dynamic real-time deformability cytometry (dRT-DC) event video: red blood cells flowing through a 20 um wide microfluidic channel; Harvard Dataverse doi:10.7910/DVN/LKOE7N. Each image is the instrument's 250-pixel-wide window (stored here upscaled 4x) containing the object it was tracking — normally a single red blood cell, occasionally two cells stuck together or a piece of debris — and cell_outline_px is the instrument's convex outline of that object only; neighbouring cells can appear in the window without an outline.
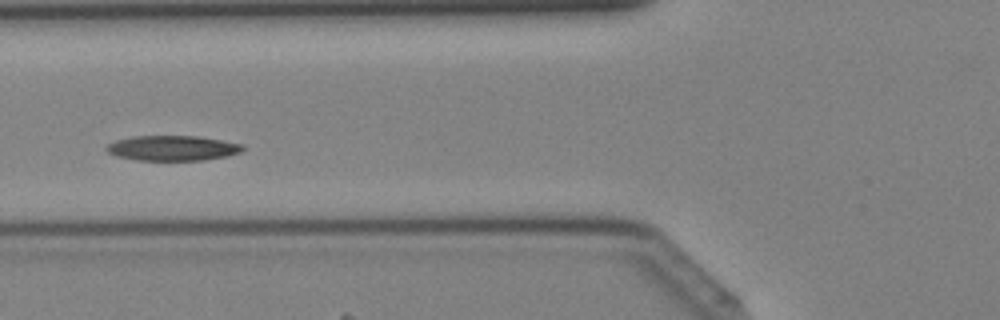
{"species": "Egyptian fruit bat (a non-hibernating species)", "species_latin": "Rousettus aegyptiacus", "temperature_condition": "cold", "stored_images_in_passage": 42, "camera_frame_rate_fps": 3000, "um_per_image_px": 0.085, "animal": {"sex": "female"}, "frame": {"image": 1, "passage_image": 15, "time_ms": 4.667, "image_size_px": [1000, 320], "cell_outline_px": [[244, 148], [240, 152], [228, 156], [204, 160], [136, 160], [116, 156], [108, 152], [104, 148], [108, 144], [116, 140], [132, 136], [196, 136], [244, 144]], "centroid_in_image_um": [14.65, 12.59], "position_along_channel_um": 111.1, "area_um2": 19.94}}
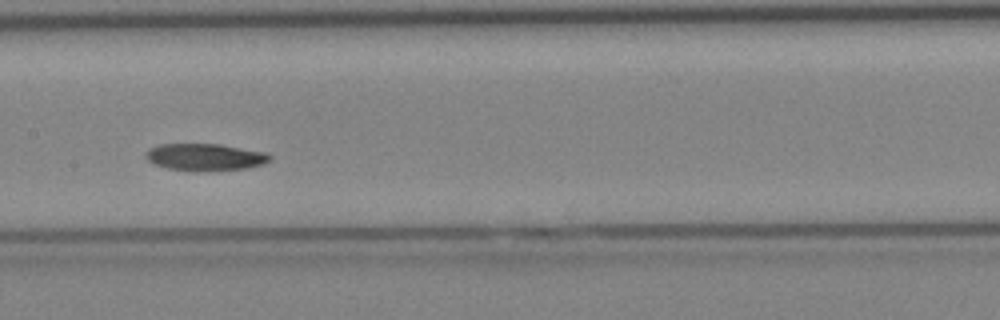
{"frame": {"image": 2, "passage_image": 20, "time_ms": 6.333, "image_size_px": [1000, 320], "cell_outline_px": [[272, 156], [264, 164], [248, 168], [196, 172], [192, 172], [168, 168], [156, 164], [148, 160], [144, 156], [144, 152], [148, 148], [160, 144], [220, 144], [264, 152]], "centroid_in_image_um": [17.39, 13.36], "position_along_channel_um": 190.0, "area_um2": 19.71}}
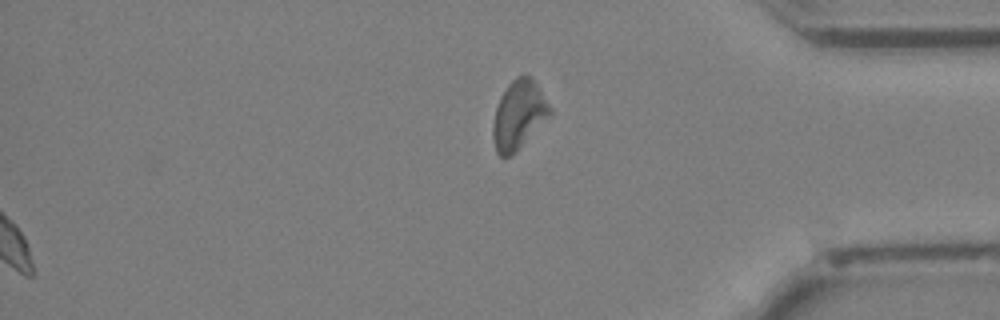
{"frame": {"image": 3, "passage_image": 42, "time_ms": 13.667, "image_size_px": [1000, 320], "cell_outline_px": [[552, 116], [512, 156], [500, 156], [496, 152], [492, 140], [492, 124], [496, 108], [500, 96], [508, 84], [516, 76], [532, 76], [552, 108]], "centroid_in_image_um": [44.11, 9.78], "position_along_channel_um": 391.1, "area_um2": 23.29}}